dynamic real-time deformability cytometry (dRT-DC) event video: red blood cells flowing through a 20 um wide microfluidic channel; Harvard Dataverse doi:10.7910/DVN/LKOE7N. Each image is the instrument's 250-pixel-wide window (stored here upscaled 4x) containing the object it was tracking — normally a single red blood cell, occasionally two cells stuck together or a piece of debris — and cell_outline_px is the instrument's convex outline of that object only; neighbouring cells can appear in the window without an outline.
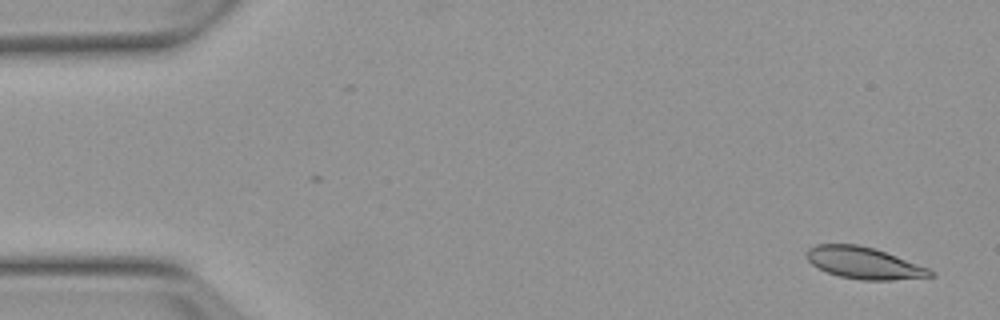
{"species": "Egyptian fruit bat (a non-hibernating species)", "species_latin": "Rousettus aegyptiacus", "temperature_condition": "warm", "stored_images_in_passage": 13, "camera_frame_rate_fps": 3000, "um_per_image_px": 0.085, "animal": {"sex": "female"}, "frame": {"image": 1, "passage_image": 1, "time_ms": 0.0, "image_size_px": [1000, 320], "cell_outline_px": [[936, 272], [932, 276], [892, 280], [860, 280], [840, 276], [828, 272], [812, 264], [808, 260], [804, 252], [808, 248], [816, 244], [856, 244], [876, 248], [928, 268]], "centroid_in_image_um": [73.42, 22.34], "position_along_channel_um": 11.6, "area_um2": 22.83}}